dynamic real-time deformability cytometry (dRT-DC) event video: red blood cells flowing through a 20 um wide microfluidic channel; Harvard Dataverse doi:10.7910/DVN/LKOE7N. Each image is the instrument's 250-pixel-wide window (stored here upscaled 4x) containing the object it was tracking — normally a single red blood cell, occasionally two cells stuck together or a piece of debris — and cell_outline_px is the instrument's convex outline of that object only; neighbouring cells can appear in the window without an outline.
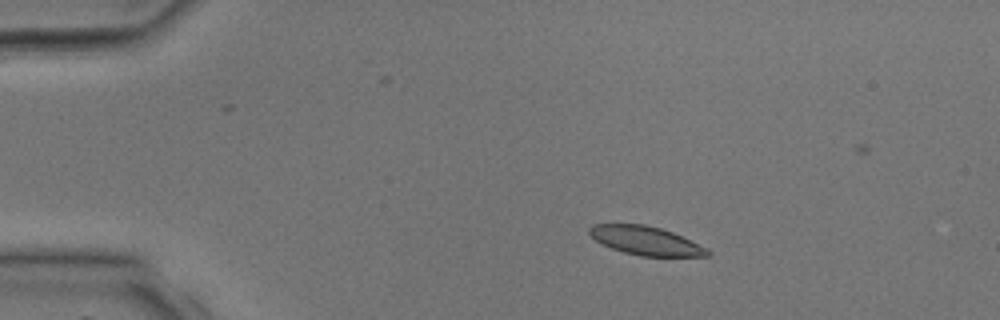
{"species": "common noctule bat (a hibernating species)", "species_latin": "Nyctalus noctula", "temperature_condition": "room temperature", "stored_images_in_passage": 1, "camera_frame_rate_fps": 3000, "um_per_image_px": 0.085, "animal": {"sex": "male", "body_mass_g": 17.9, "forearm_length_mm": 54.2}, "frame": {"image": 1, "passage_image": 1, "time_ms": 0.0, "image_size_px": [1000, 320], "cell_outline_px": [[712, 256], [640, 256], [624, 252], [612, 248], [596, 240], [588, 232], [588, 228], [592, 224], [644, 224], [660, 228], [672, 232], [708, 248], [712, 252]], "centroid_in_image_um": [54.92, 20.46], "position_along_channel_um": 30.1, "area_um2": 19.65}}